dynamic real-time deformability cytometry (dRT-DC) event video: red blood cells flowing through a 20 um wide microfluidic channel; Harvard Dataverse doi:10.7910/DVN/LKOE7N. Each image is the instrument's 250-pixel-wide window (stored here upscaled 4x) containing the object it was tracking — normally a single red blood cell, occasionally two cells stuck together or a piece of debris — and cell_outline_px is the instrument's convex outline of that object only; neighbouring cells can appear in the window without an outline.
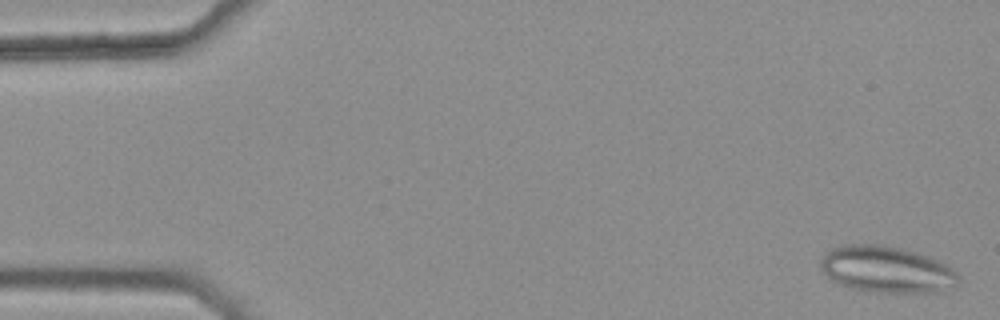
{"species": "common noctule bat (a hibernating species)", "species_latin": "Nyctalus noctula", "temperature_condition": "warm", "stored_images_in_passage": 44, "camera_frame_rate_fps": 3000, "um_per_image_px": 0.085, "animal": {"sex": "female", "body_mass_g": 25.1}, "frame": {"image": 1, "passage_image": 2, "time_ms": 0.333, "image_size_px": [1000, 320], "cell_outline_px": [[960, 284], [940, 292], [868, 292], [848, 288], [836, 284], [824, 272], [820, 264], [820, 260], [832, 248], [844, 244], [884, 244], [916, 252], [928, 256], [952, 268], [960, 280]], "centroid_in_image_um": [75.35, 22.91], "position_along_channel_um": 9.6, "area_um2": 37.57}}
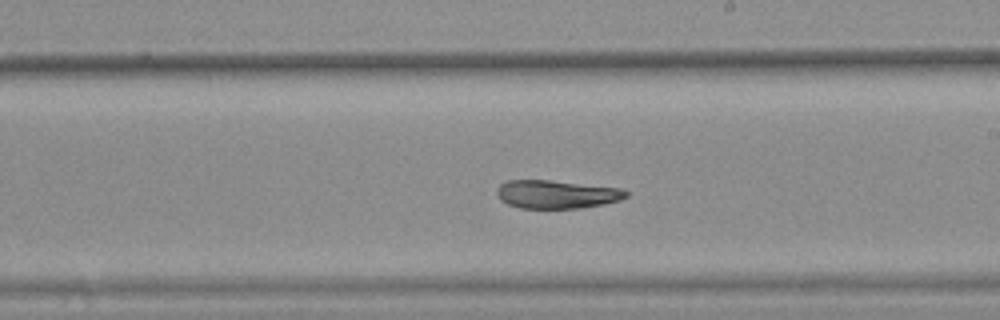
{"frame": {"image": 2, "passage_image": 31, "time_ms": 10.0, "image_size_px": [1000, 320], "cell_outline_px": [[628, 196], [620, 200], [604, 204], [580, 208], [520, 208], [508, 204], [500, 200], [496, 192], [496, 188], [500, 184], [508, 180], [548, 180], [620, 188], [628, 192]], "centroid_in_image_um": [47.29, 16.52], "position_along_channel_um": 241.7, "area_um2": 21.27}}
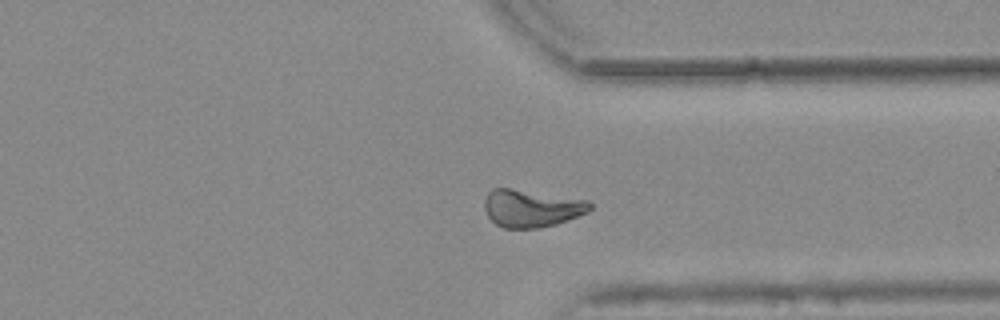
{"frame": {"image": 3, "passage_image": 41, "time_ms": 13.333, "image_size_px": [1000, 320], "cell_outline_px": [[592, 208], [588, 212], [568, 220], [556, 224], [540, 228], [504, 228], [496, 224], [488, 216], [484, 208], [484, 200], [488, 192], [492, 188], [508, 188], [588, 200], [592, 204]], "centroid_in_image_um": [45.17, 17.71], "position_along_channel_um": 366.2, "area_um2": 23.0}, "authors_computed_cell_mechanics": {"area_um2": 22.9755, "velocity_mm_per_s": 3.7389, "shape_relaxation_time_tau1_ms": null, "shape_relaxation_time_tau2_ms": 5.4625, "deformation_change_tau1": null, "deformation_change_tau2": 0.1191}}